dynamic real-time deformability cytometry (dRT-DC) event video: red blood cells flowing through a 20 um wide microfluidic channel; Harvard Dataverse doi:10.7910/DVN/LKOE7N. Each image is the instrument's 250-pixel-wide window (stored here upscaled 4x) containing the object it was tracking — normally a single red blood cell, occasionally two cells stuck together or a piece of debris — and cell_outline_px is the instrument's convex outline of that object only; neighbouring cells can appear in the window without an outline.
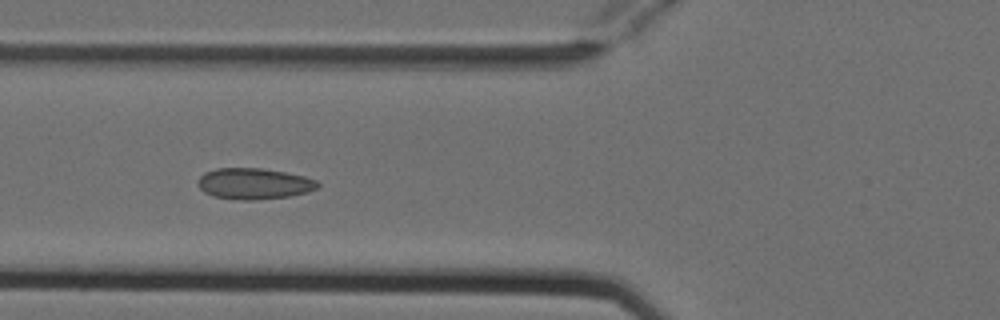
{"species": "Egyptian fruit bat (a non-hibernating species)", "species_latin": "Rousettus aegyptiacus", "temperature_condition": "cold", "stored_images_in_passage": 3, "camera_frame_rate_fps": 3000, "um_per_image_px": 0.085, "animal": {"sex": "female"}, "frame": {"image": 1, "passage_image": 3, "time_ms": 0.667, "image_size_px": [1000, 320], "cell_outline_px": [[320, 184], [316, 188], [308, 192], [288, 196], [256, 200], [240, 200], [212, 196], [204, 192], [196, 184], [196, 180], [204, 172], [216, 168], [260, 168], [284, 172], [304, 176], [316, 180]], "centroid_in_image_um": [21.54, 15.61], "position_along_channel_um": 104.3, "area_um2": 21.79}}